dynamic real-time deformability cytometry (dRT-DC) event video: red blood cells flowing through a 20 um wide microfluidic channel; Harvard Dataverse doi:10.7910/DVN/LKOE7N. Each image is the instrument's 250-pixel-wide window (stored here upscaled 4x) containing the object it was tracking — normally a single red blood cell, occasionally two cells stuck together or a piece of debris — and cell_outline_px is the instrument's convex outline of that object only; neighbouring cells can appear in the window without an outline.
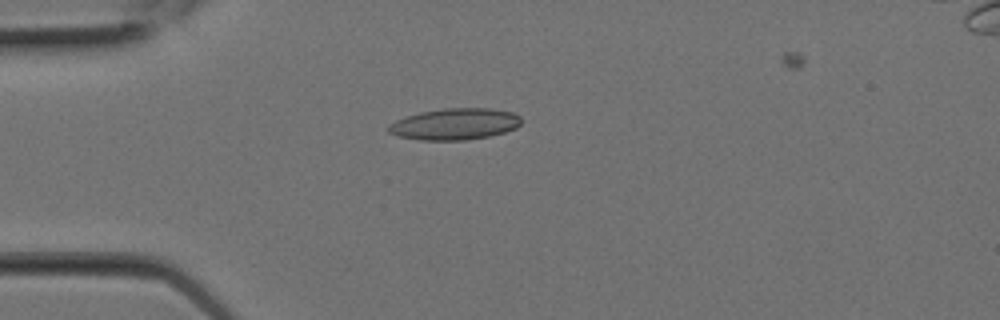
{"species": "Egyptian fruit bat (a non-hibernating species)", "species_latin": "Rousettus aegyptiacus", "temperature_condition": "room temperature", "stored_images_in_passage": 2, "camera_frame_rate_fps": 3000, "um_per_image_px": 0.085, "animal": {"sex": "female"}, "frame": {"image": 1, "passage_image": 1, "time_ms": 0.0, "image_size_px": [1000, 320], "cell_outline_px": [[520, 124], [516, 128], [504, 132], [488, 136], [468, 140], [420, 140], [400, 136], [388, 132], [388, 124], [404, 116], [420, 112], [444, 108], [488, 108], [512, 112], [520, 116]], "centroid_in_image_um": [38.64, 10.54], "position_along_channel_um": 46.4, "area_um2": 24.33}}